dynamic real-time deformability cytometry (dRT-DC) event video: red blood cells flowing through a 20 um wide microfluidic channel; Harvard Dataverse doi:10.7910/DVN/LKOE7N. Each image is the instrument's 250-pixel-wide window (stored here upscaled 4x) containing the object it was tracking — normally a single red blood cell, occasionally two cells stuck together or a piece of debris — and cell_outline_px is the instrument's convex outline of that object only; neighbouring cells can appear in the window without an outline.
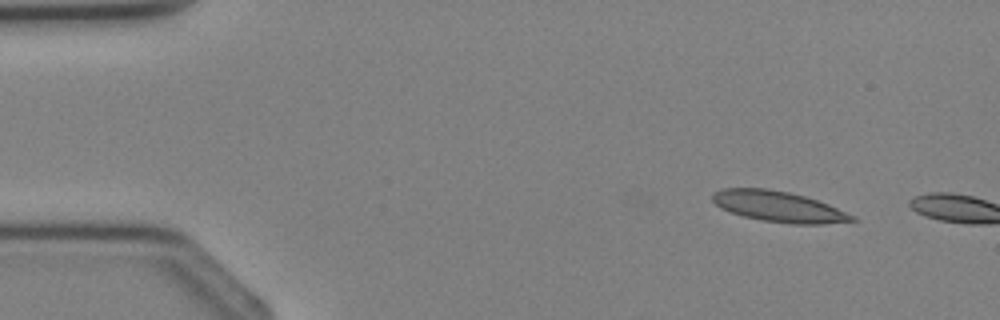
{"species": "Egyptian fruit bat (a non-hibernating species)", "species_latin": "Rousettus aegyptiacus", "temperature_condition": "cold", "stored_images_in_passage": 2, "camera_frame_rate_fps": 3000, "um_per_image_px": 0.085, "animal": {"sex": "female"}, "frame": {"image": 1, "passage_image": 1, "time_ms": 0.0, "image_size_px": [1000, 320], "cell_outline_px": [[856, 220], [824, 224], [792, 224], [764, 220], [744, 216], [720, 208], [712, 200], [712, 196], [716, 192], [724, 188], [768, 188], [788, 192], [804, 196], [828, 204], [856, 216]], "centroid_in_image_um": [66.2, 17.56], "position_along_channel_um": 18.8, "area_um2": 24.68}}